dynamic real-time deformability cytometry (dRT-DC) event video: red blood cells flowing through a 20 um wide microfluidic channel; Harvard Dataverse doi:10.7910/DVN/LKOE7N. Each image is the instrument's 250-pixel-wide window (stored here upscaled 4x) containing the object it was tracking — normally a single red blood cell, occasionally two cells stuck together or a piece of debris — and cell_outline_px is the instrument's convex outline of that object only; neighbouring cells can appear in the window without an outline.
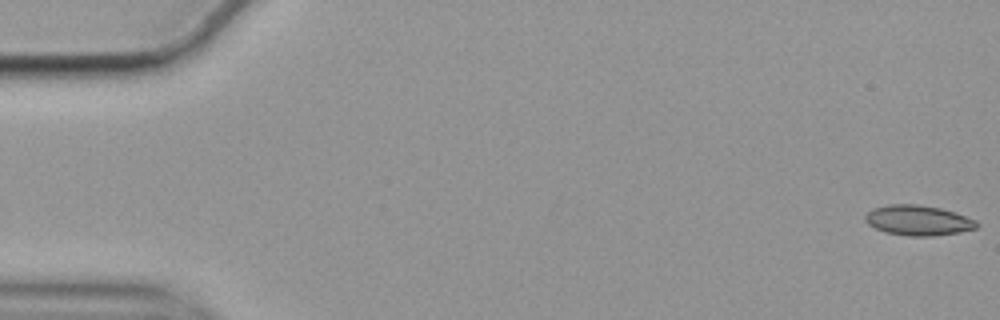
{"species": "common noctule bat (a hibernating species)", "species_latin": "Nyctalus noctula", "temperature_condition": "cold", "stored_images_in_passage": 57, "camera_frame_rate_fps": 3000, "um_per_image_px": 0.085, "animal": {"sex": "female", "body_mass_g": 19.9}, "frame": {"image": 1, "passage_image": 1, "time_ms": 0.0, "image_size_px": [1000, 320], "cell_outline_px": [[980, 224], [976, 228], [960, 232], [932, 236], [908, 236], [884, 232], [868, 224], [864, 220], [864, 216], [872, 208], [892, 204], [916, 204], [940, 208], [956, 212], [976, 220]], "centroid_in_image_um": [78.05, 18.73], "position_along_channel_um": 7.0, "area_um2": 19.71}}
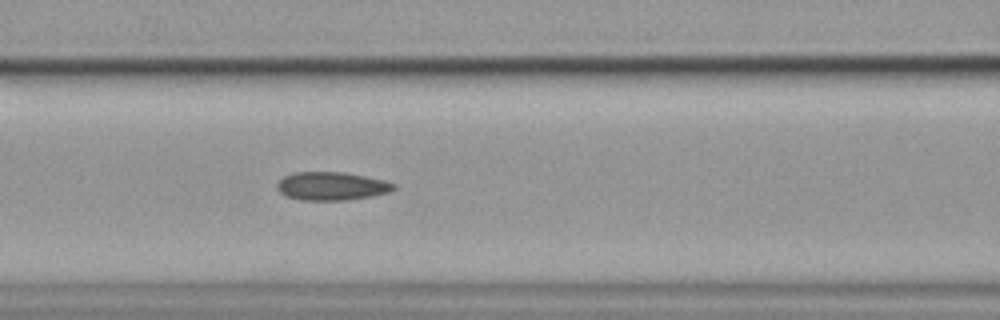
{"frame": {"image": 2, "passage_image": 24, "time_ms": 7.667, "image_size_px": [1000, 320], "cell_outline_px": [[396, 188], [388, 192], [372, 196], [344, 200], [300, 200], [288, 196], [280, 192], [276, 188], [276, 184], [284, 176], [292, 172], [344, 172], [384, 180], [396, 184]], "centroid_in_image_um": [28.17, 15.81], "position_along_channel_um": 138.4, "area_um2": 19.19}}
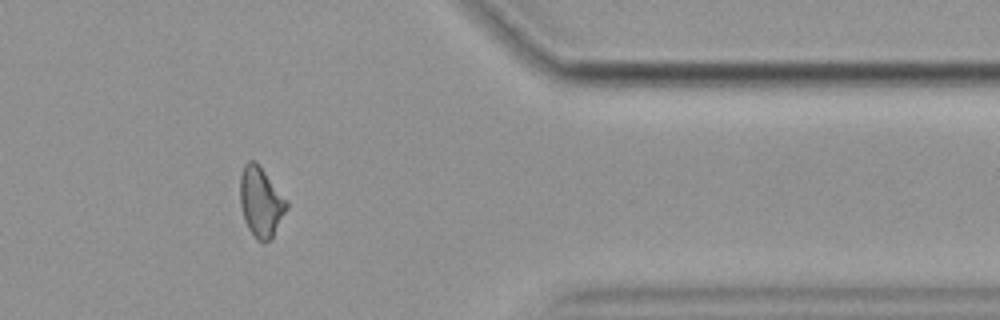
{"frame": {"image": 3, "passage_image": 47, "time_ms": 15.333, "image_size_px": [1000, 320], "cell_outline_px": [[288, 208], [272, 236], [264, 244], [256, 240], [248, 228], [244, 220], [240, 204], [240, 176], [244, 164], [248, 160], [256, 160], [288, 200]], "centroid_in_image_um": [22.17, 17.14], "position_along_channel_um": 389.2, "area_um2": 19.19}, "authors_computed_cell_mechanics": {"area_um2": 19.1318, "velocity_mm_per_s": 3.5414, "shape_relaxation_time_tau1_ms": null, "shape_relaxation_time_tau2_ms": 3.4784, "deformation_change_tau1": null, "deformation_change_tau2": 0.0808}}